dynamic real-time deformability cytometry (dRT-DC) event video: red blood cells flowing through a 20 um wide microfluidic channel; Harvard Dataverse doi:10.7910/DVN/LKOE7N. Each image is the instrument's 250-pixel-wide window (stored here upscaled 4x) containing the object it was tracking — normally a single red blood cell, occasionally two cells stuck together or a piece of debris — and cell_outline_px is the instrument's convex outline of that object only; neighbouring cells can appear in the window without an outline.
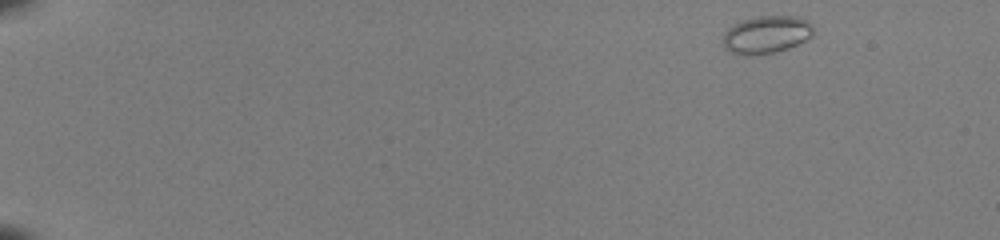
{"species": "common noctule bat (a hibernating species)", "species_latin": "Nyctalus noctula", "temperature_condition": "room temperature", "stored_images_in_passage": 47, "camera_frame_rate_fps": 3000, "um_per_image_px": 0.085, "animal": {"sex": "female", "body_mass_g": 22.0, "forearm_length_mm": 56.7}, "frame": {"image": 1, "passage_image": 1, "time_ms": 0.0, "image_size_px": [1000, 240], "cell_outline_px": [[812, 36], [788, 48], [772, 52], [744, 56], [732, 52], [724, 48], [724, 32], [732, 24], [744, 20], [760, 16], [800, 16], [812, 24]], "centroid_in_image_um": [65.13, 2.93], "position_along_channel_um": 19.9, "area_um2": 19.59}}
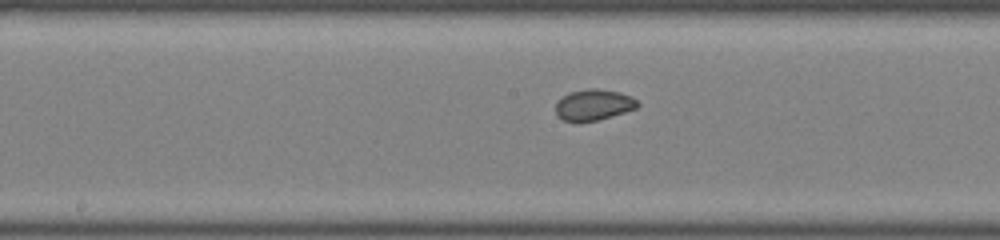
{"frame": {"image": 2, "passage_image": 25, "time_ms": 8.0, "image_size_px": [1000, 240], "cell_outline_px": [[640, 104], [636, 108], [624, 112], [596, 120], [564, 120], [556, 116], [556, 104], [568, 92], [588, 88], [596, 88], [620, 92], [632, 96]], "centroid_in_image_um": [50.47, 8.88], "position_along_channel_um": 197.7, "area_um2": 14.51}}
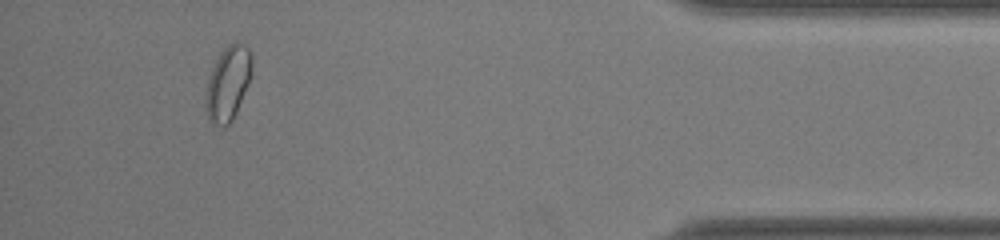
{"frame": {"image": 3, "passage_image": 44, "time_ms": 14.333, "image_size_px": [1000, 240], "cell_outline_px": [[252, 72], [248, 84], [236, 112], [232, 120], [224, 128], [212, 124], [208, 120], [204, 104], [204, 96], [208, 80], [212, 68], [220, 52], [228, 44], [236, 40], [244, 44], [252, 52]], "centroid_in_image_um": [19.36, 7.08], "position_along_channel_um": 415.8, "area_um2": 20.4}}